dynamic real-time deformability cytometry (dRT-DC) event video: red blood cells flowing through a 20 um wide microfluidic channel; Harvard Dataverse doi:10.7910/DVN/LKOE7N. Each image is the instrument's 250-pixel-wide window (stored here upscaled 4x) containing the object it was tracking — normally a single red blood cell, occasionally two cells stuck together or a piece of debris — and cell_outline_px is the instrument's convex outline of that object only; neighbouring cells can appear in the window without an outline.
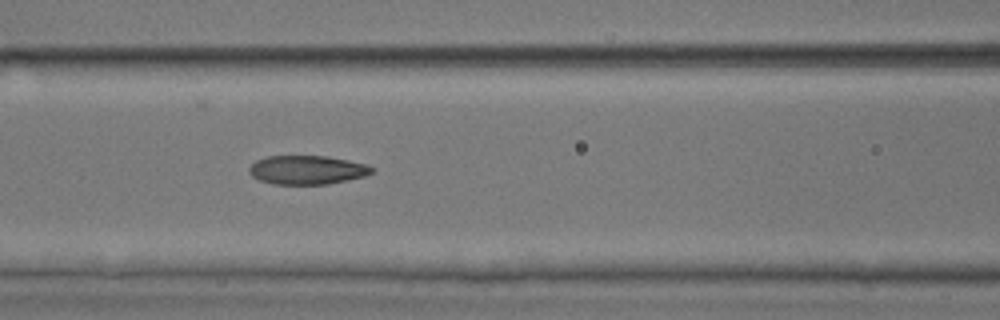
{"species": "common noctule bat (a hibernating species)", "species_latin": "Nyctalus noctula", "temperature_condition": "room temperature", "stored_images_in_passage": 8, "camera_frame_rate_fps": 3000, "um_per_image_px": 0.085, "animal": {"sex": "male", "body_mass_g": 17.9, "forearm_length_mm": 54.2}, "frame": {"image": 1, "passage_image": 8, "time_ms": 9.0, "image_size_px": [1000, 320], "cell_outline_px": [[376, 168], [372, 172], [364, 176], [328, 184], [276, 184], [260, 180], [252, 176], [248, 172], [248, 168], [256, 160], [268, 156], [328, 156], [368, 164]], "centroid_in_image_um": [26.12, 14.43], "position_along_channel_um": 140.5, "area_um2": 20.63}}